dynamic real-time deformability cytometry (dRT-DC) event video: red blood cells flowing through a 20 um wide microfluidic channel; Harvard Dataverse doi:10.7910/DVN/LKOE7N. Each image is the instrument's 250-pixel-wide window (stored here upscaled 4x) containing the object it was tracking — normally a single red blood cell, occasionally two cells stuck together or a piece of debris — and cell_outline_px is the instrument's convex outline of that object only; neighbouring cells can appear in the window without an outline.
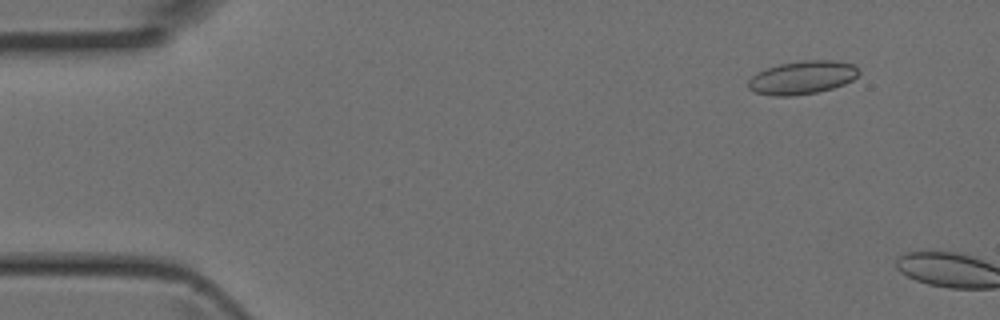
{"species": "Egyptian fruit bat (a non-hibernating species)", "species_latin": "Rousettus aegyptiacus", "temperature_condition": "room temperature", "stored_images_in_passage": 3, "camera_frame_rate_fps": 3000, "um_per_image_px": 0.085, "animal": {"sex": "female"}, "frame": {"image": 1, "passage_image": 2, "time_ms": 0.333, "image_size_px": [1000, 320], "cell_outline_px": [[860, 72], [852, 80], [844, 84], [832, 88], [816, 92], [792, 96], [772, 96], [756, 92], [748, 88], [748, 80], [756, 72], [764, 68], [780, 64], [800, 60], [836, 60], [856, 64]], "centroid_in_image_um": [68.19, 6.57], "position_along_channel_um": 16.8, "area_um2": 21.68}}